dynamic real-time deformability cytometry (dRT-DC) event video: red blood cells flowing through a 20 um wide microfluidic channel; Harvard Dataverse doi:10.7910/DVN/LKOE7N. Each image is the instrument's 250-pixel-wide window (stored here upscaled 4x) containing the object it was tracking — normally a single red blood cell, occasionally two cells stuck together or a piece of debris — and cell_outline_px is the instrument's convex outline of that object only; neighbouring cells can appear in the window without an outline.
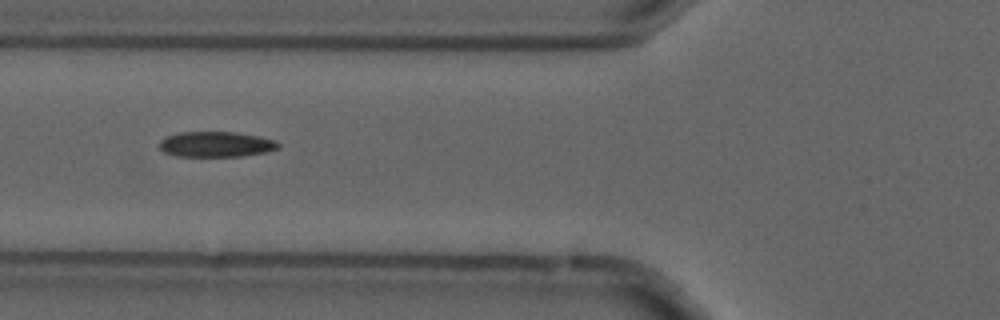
{"species": "common noctule bat (a hibernating species)", "species_latin": "Nyctalus noctula", "temperature_condition": "cold", "stored_images_in_passage": 12, "camera_frame_rate_fps": 3000, "um_per_image_px": 0.085, "animal": {"sex": "male", "forearm_length_mm": 52.5}, "frame": {"image": 1, "passage_image": 4, "time_ms": 1.0, "image_size_px": [1000, 320], "cell_outline_px": [[280, 148], [268, 152], [244, 156], [176, 156], [164, 152], [160, 148], [160, 140], [168, 136], [180, 132], [236, 132], [260, 136], [276, 140], [280, 144]], "centroid_in_image_um": [18.43, 12.26], "position_along_channel_um": 107.4, "area_um2": 17.74}}
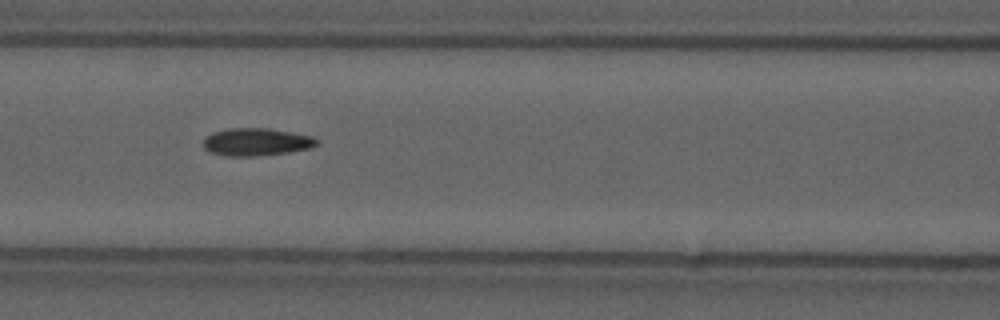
{"frame": {"image": 2, "passage_image": 5, "time_ms": 1.333, "image_size_px": [1000, 320], "cell_outline_px": [[320, 144], [312, 148], [288, 152], [256, 156], [224, 156], [208, 152], [204, 148], [204, 140], [212, 132], [228, 128], [268, 128], [292, 132], [312, 136], [320, 140]], "centroid_in_image_um": [21.82, 12.07], "position_along_channel_um": 144.8, "area_um2": 18.5}}
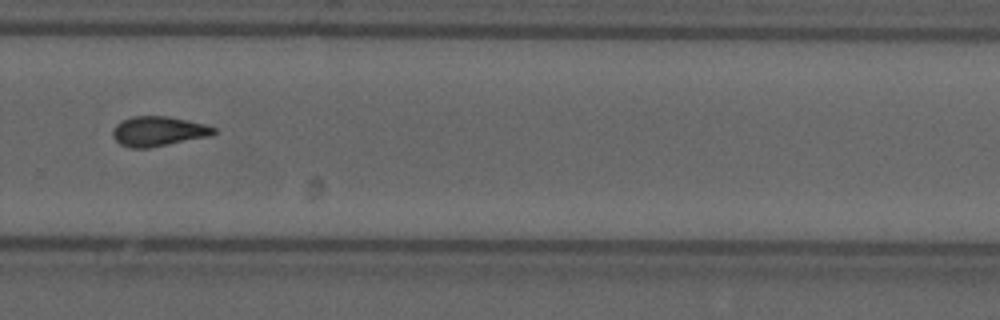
{"frame": {"image": 3, "passage_image": 9, "time_ms": 2.667, "image_size_px": [1000, 320], "cell_outline_px": [[216, 132], [208, 136], [148, 148], [128, 148], [120, 144], [112, 136], [112, 128], [120, 120], [132, 116], [168, 116], [208, 124], [216, 128]], "centroid_in_image_um": [13.42, 11.14], "position_along_channel_um": 316.4, "area_um2": 17.69}}